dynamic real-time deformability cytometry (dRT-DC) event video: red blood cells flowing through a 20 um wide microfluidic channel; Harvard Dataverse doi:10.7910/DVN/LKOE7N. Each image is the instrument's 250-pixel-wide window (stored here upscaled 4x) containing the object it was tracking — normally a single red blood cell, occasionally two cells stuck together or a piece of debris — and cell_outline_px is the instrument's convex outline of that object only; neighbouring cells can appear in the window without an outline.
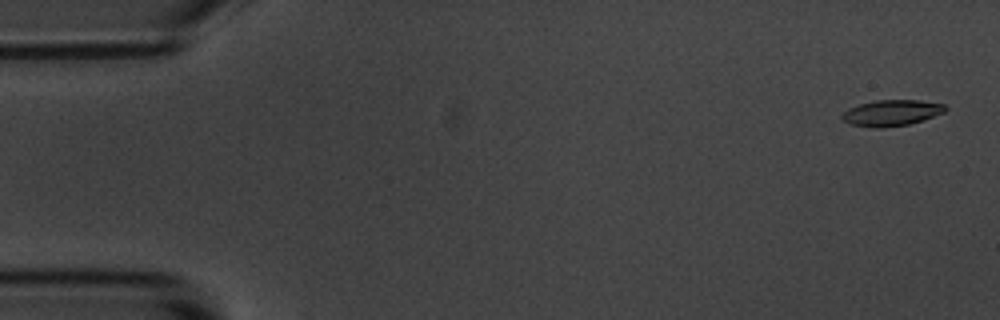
{"species": "common noctule bat (a hibernating species)", "species_latin": "Nyctalus noctula", "temperature_condition": "room temperature", "stored_images_in_passage": 8, "camera_frame_rate_fps": 3000, "um_per_image_px": 0.085, "animal": {"sex": "male", "body_mass_g": 20.1, "forearm_length_mm": 53.5}, "frame": {"image": 1, "passage_image": 2, "time_ms": 0.333, "image_size_px": [1000, 320], "cell_outline_px": [[948, 108], [944, 112], [908, 124], [880, 128], [872, 128], [848, 124], [840, 116], [848, 108], [860, 104], [876, 100], [920, 100], [944, 104]], "centroid_in_image_um": [75.74, 9.59], "position_along_channel_um": 9.3, "area_um2": 15.55}}